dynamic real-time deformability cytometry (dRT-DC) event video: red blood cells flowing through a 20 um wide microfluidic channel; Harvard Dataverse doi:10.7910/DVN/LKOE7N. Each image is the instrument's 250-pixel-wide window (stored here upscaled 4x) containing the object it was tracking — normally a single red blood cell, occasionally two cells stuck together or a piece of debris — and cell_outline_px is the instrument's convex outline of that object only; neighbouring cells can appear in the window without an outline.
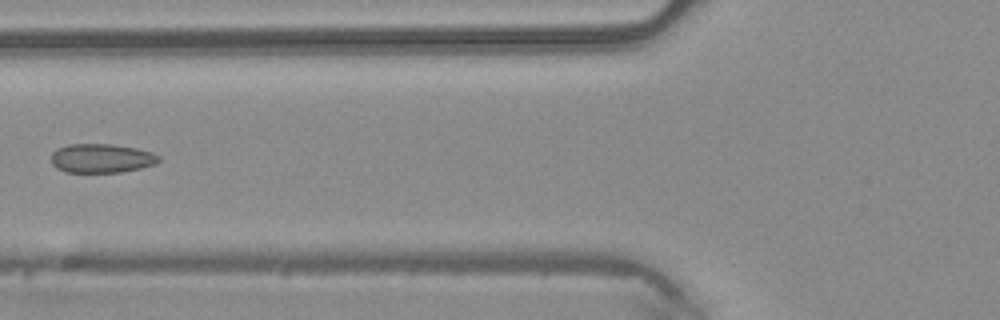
{"species": "common noctule bat (a hibernating species)", "species_latin": "Nyctalus noctula", "temperature_condition": "warm", "stored_images_in_passage": 3, "camera_frame_rate_fps": 3000, "um_per_image_px": 0.085, "animal": {"sex": "male", "body_mass_g": 20.4}, "frame": {"image": 1, "passage_image": 3, "time_ms": 0.667, "image_size_px": [1000, 320], "cell_outline_px": [[160, 160], [156, 164], [140, 168], [120, 172], [64, 172], [56, 168], [52, 164], [52, 152], [56, 148], [68, 144], [112, 144], [136, 148], [152, 152], [160, 156]], "centroid_in_image_um": [8.62, 13.45], "position_along_channel_um": 117.2, "area_um2": 18.32}}